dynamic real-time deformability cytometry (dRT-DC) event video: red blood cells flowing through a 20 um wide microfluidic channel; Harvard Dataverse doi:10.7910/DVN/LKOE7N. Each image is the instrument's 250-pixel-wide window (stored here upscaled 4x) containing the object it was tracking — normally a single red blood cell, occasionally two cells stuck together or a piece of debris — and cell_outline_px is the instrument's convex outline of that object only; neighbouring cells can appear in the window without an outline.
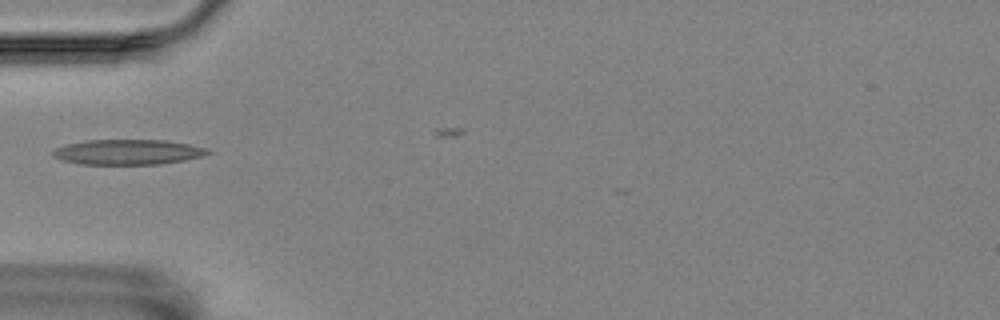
{"species": "Egyptian fruit bat (a non-hibernating species)", "species_latin": "Rousettus aegyptiacus", "temperature_condition": "room temperature", "stored_images_in_passage": 13, "camera_frame_rate_fps": 3000, "um_per_image_px": 0.085, "animal": {"sex": "female"}, "frame": {"image": 1, "passage_image": 1, "time_ms": 0.0, "image_size_px": [1000, 320], "cell_outline_px": [[212, 152], [204, 156], [184, 160], [160, 164], [80, 164], [64, 160], [52, 156], [52, 152], [56, 148], [68, 144], [88, 140], [164, 140], [188, 144], [208, 148]], "centroid_in_image_um": [10.91, 12.92], "position_along_channel_um": 74.1, "area_um2": 22.6}}
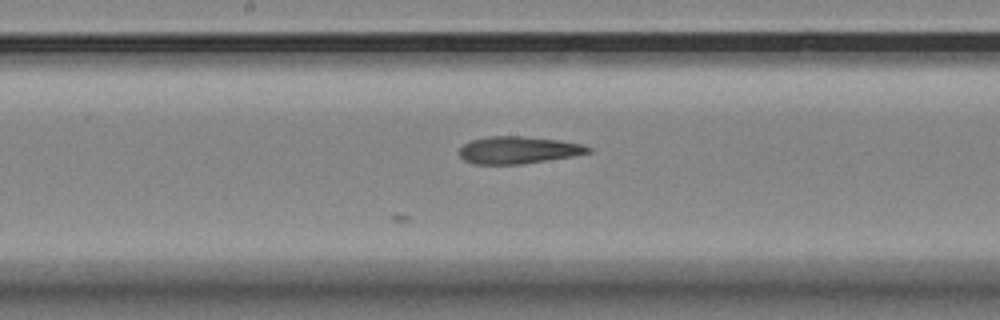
{"frame": {"image": 2, "passage_image": 12, "time_ms": 3.667, "image_size_px": [1000, 320], "cell_outline_px": [[592, 152], [572, 156], [524, 164], [472, 164], [464, 160], [460, 156], [460, 148], [468, 140], [488, 136], [524, 136], [556, 140], [580, 144], [592, 148]], "centroid_in_image_um": [44.01, 12.75], "position_along_channel_um": 204.2, "area_um2": 20.46}}